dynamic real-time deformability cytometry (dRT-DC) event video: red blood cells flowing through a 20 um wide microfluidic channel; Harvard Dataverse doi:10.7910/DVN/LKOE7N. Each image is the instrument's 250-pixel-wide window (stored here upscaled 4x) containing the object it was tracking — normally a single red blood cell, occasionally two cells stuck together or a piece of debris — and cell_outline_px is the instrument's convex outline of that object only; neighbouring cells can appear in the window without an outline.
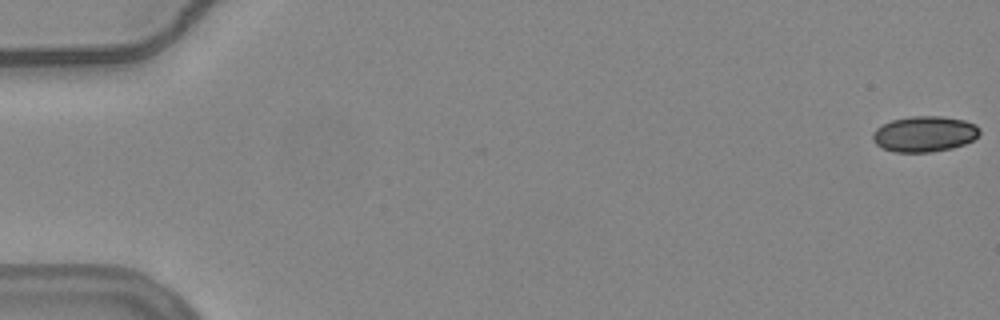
{"species": "common noctule bat (a hibernating species)", "species_latin": "Nyctalus noctula", "temperature_condition": "warm", "stored_images_in_passage": 15, "camera_frame_rate_fps": 3000, "um_per_image_px": 0.085, "animal": {"sex": "female", "body_mass_g": 24.6, "forearm_length_mm": 56.2}, "frame": {"image": 1, "passage_image": 1, "time_ms": 0.0, "image_size_px": [1000, 320], "cell_outline_px": [[980, 132], [972, 140], [964, 144], [952, 148], [932, 152], [896, 152], [884, 148], [876, 144], [872, 140], [872, 132], [876, 128], [892, 120], [912, 116], [944, 116], [964, 120], [976, 124], [980, 128]], "centroid_in_image_um": [78.58, 11.38], "position_along_channel_um": 6.4, "area_um2": 22.25}}
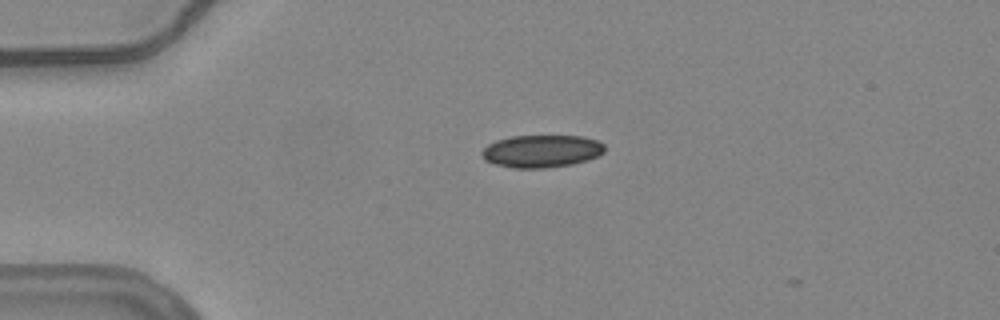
{"frame": {"image": 2, "passage_image": 14, "time_ms": 4.333, "image_size_px": [1000, 320], "cell_outline_px": [[604, 152], [588, 160], [572, 164], [544, 168], [512, 168], [496, 164], [484, 160], [480, 152], [488, 144], [496, 140], [512, 136], [584, 136], [596, 140], [604, 144]], "centroid_in_image_um": [46.01, 12.85], "position_along_channel_um": 39.0, "area_um2": 23.29}}